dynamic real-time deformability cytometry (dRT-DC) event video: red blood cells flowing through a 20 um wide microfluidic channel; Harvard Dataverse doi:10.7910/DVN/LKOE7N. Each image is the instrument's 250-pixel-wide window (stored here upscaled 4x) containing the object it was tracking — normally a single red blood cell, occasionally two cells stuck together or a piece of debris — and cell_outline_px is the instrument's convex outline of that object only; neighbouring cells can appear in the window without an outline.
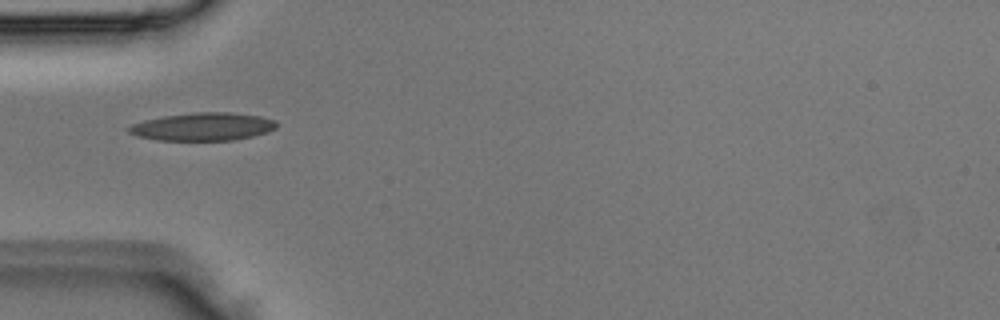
{"species": "Egyptian fruit bat (a non-hibernating species)", "species_latin": "Rousettus aegyptiacus", "temperature_condition": "room temperature", "stored_images_in_passage": 4, "camera_frame_rate_fps": 3000, "um_per_image_px": 0.085, "animal": {"sex": "male"}, "frame": {"image": 1, "passage_image": 4, "time_ms": 1.0, "image_size_px": [1000, 320], "cell_outline_px": [[276, 128], [268, 132], [252, 136], [232, 140], [156, 140], [136, 136], [128, 132], [128, 128], [132, 124], [144, 120], [164, 116], [196, 112], [228, 112], [260, 116], [276, 120]], "centroid_in_image_um": [17.24, 10.76], "position_along_channel_um": 67.8, "area_um2": 23.99}}